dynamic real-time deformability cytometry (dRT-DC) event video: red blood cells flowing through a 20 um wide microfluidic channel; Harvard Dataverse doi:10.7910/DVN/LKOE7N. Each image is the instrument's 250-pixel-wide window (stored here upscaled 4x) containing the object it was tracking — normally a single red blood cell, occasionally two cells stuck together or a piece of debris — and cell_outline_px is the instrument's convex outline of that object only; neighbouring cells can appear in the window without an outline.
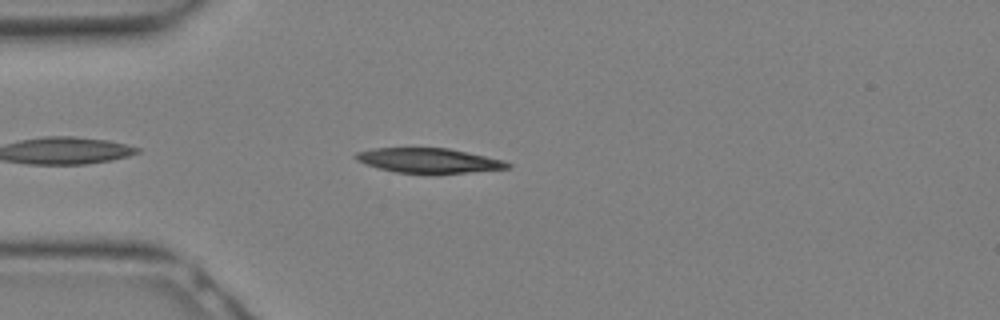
{"species": "Egyptian fruit bat (a non-hibernating species)", "species_latin": "Rousettus aegyptiacus", "temperature_condition": "warm", "stored_images_in_passage": 22, "camera_frame_rate_fps": 3000, "um_per_image_px": 0.085, "animal": {"sex": "female"}, "frame": {"image": 1, "passage_image": 2, "time_ms": 0.333, "image_size_px": [1000, 320], "cell_outline_px": [[512, 168], [468, 172], [396, 172], [380, 168], [356, 160], [352, 156], [356, 152], [372, 148], [448, 148], [504, 160], [512, 164]], "centroid_in_image_um": [36.45, 13.62], "position_along_channel_um": 48.6, "area_um2": 21.44}}
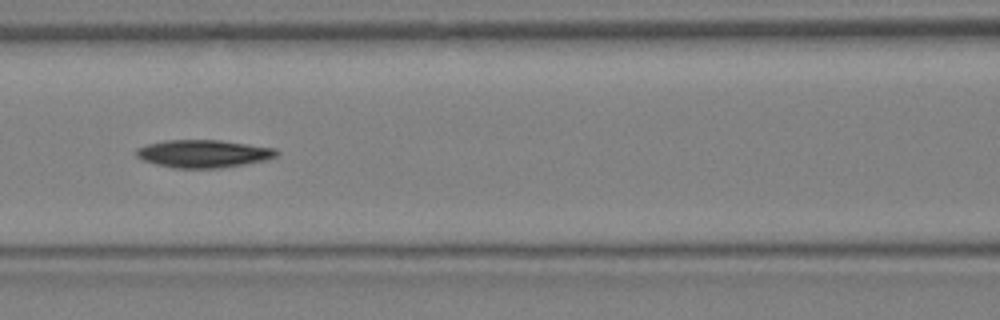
{"frame": {"image": 2, "passage_image": 7, "time_ms": 2.0, "image_size_px": [1000, 320], "cell_outline_px": [[280, 152], [276, 156], [268, 160], [220, 168], [176, 168], [156, 164], [144, 160], [136, 156], [136, 148], [148, 144], [164, 140], [220, 140], [276, 148]], "centroid_in_image_um": [17.32, 13.06], "position_along_channel_um": 149.3, "area_um2": 22.72}}
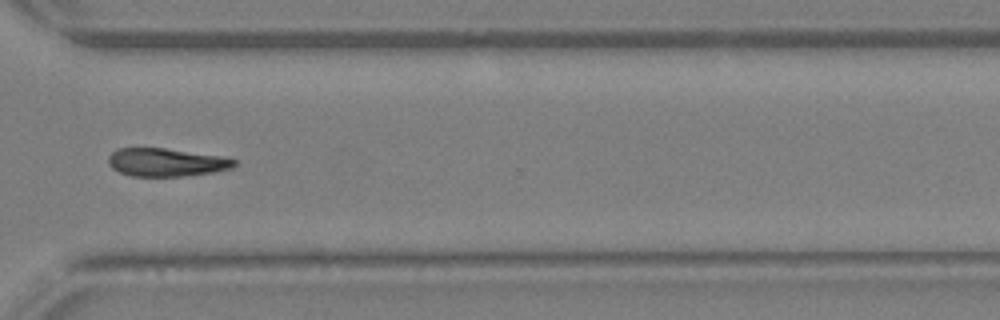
{"frame": {"image": 3, "passage_image": 16, "time_ms": 5.0, "image_size_px": [1000, 320], "cell_outline_px": [[236, 164], [232, 168], [212, 172], [184, 176], [132, 176], [120, 172], [112, 168], [108, 164], [108, 156], [116, 148], [164, 148], [220, 156], [236, 160]], "centroid_in_image_um": [14.09, 13.79], "position_along_channel_um": 356.5, "area_um2": 20.52}}